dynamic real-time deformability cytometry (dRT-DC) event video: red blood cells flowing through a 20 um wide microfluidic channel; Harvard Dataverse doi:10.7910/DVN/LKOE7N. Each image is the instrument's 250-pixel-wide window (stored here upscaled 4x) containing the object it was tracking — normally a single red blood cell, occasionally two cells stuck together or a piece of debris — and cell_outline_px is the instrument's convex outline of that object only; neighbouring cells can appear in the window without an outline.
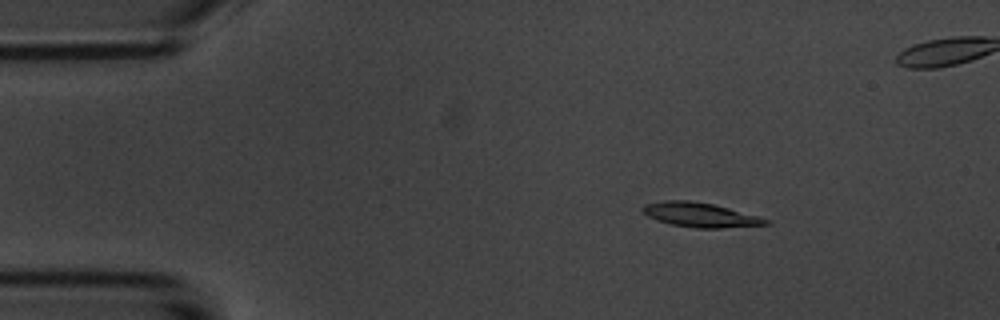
{"species": "common noctule bat (a hibernating species)", "species_latin": "Nyctalus noctula", "temperature_condition": "room temperature", "stored_images_in_passage": 6, "camera_frame_rate_fps": 3000, "um_per_image_px": 0.085, "animal": {"sex": "male", "body_mass_g": 20.1, "forearm_length_mm": 53.5}, "frame": {"image": 1, "passage_image": 3, "time_ms": 2.333, "image_size_px": [1000, 320], "cell_outline_px": [[772, 224], [720, 228], [696, 228], [672, 224], [656, 220], [640, 212], [640, 208], [644, 204], [664, 200], [688, 200], [712, 204], [760, 216], [768, 220]], "centroid_in_image_um": [59.48, 18.26], "position_along_channel_um": 25.5, "area_um2": 17.57}}